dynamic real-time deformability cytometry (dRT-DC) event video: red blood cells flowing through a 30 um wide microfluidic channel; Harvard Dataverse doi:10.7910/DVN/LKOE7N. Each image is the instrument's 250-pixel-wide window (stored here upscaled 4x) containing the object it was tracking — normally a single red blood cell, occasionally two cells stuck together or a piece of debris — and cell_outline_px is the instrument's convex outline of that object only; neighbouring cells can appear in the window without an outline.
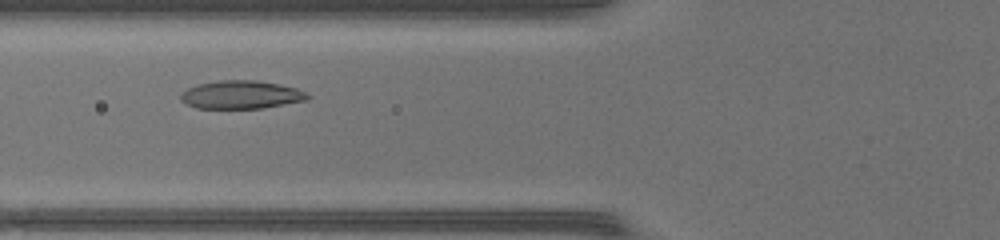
{"species": "common noctule bat (a hibernating species)", "species_latin": "Nyctalus noctula", "temperature_condition": "warm", "stored_images_in_passage": 38, "camera_frame_rate_fps": 3000, "um_per_image_px": 0.085, "animal": {"sex": "female", "body_mass_g": 17.0, "forearm_length_mm": 48.0}, "frame": {"image": 1, "passage_image": 9, "time_ms": 2.667, "image_size_px": [1000, 240], "cell_outline_px": [[312, 96], [308, 100], [260, 108], [196, 108], [180, 100], [180, 96], [188, 88], [200, 84], [220, 80], [256, 80], [280, 84], [296, 88], [308, 92]], "centroid_in_image_um": [20.56, 8.05], "position_along_channel_um": 105.2, "area_um2": 20.75}}
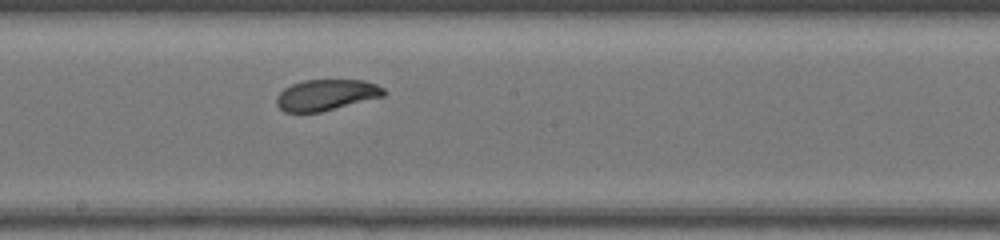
{"frame": {"image": 2, "passage_image": 17, "time_ms": 5.333, "image_size_px": [1000, 240], "cell_outline_px": [[388, 92], [384, 96], [320, 112], [284, 112], [276, 104], [276, 96], [284, 88], [292, 84], [304, 80], [364, 80], [376, 84], [384, 88]], "centroid_in_image_um": [27.74, 8.06], "position_along_channel_um": 220.5, "area_um2": 19.42}}
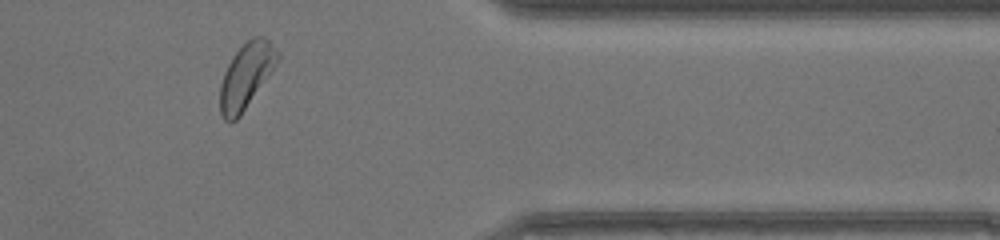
{"frame": {"image": 3, "passage_image": 30, "time_ms": 9.667, "image_size_px": [1000, 240], "cell_outline_px": [[280, 56], [268, 76], [240, 116], [236, 120], [224, 120], [220, 112], [220, 84], [224, 72], [232, 56], [252, 36], [264, 36], [280, 52]], "centroid_in_image_um": [20.92, 6.42], "position_along_channel_um": 390.5, "area_um2": 21.5}, "authors_computed_cell_mechanics": {"area_um2": 20.6924, "velocity_mm_per_s": 4.3132, "shape_relaxation_time_tau1_ms": 2.297, "shape_relaxation_time_tau2_ms": null, "deformation_change_tau1": 0.102, "deformation_change_tau2": null}}